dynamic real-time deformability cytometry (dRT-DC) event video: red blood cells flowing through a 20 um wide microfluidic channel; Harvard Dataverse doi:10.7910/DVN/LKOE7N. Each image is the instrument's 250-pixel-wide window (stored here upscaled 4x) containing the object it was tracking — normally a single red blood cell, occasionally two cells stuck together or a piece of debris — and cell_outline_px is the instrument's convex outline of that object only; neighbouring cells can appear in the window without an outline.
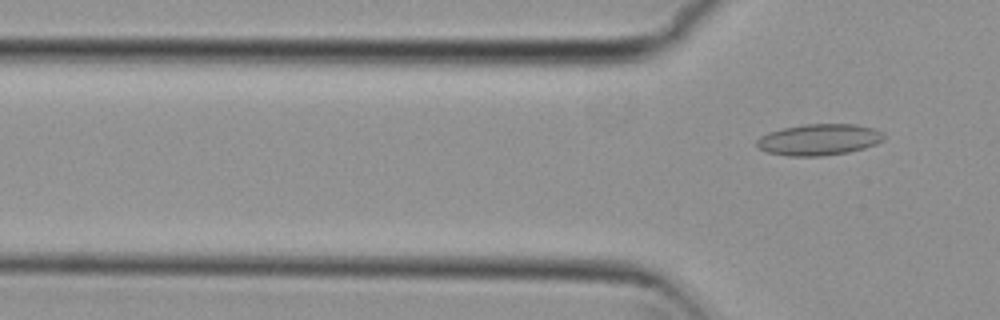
{"species": "common noctule bat (a hibernating species)", "species_latin": "Nyctalus noctula", "temperature_condition": "cold", "stored_images_in_passage": 7, "segment_of_instrument_passage": [2, 2], "camera_frame_rate_fps": 3000, "um_per_image_px": 0.085, "animal": {"sex": "female", "body_mass_g": 29.2, "forearm_length_mm": 56.3}, "frame": {"image": 1, "passage_image": 7, "time_ms": 2.0, "image_size_px": [1000, 320], "cell_outline_px": [[884, 136], [876, 144], [864, 148], [848, 152], [820, 156], [788, 156], [764, 152], [756, 144], [756, 140], [760, 136], [768, 132], [784, 128], [804, 124], [856, 124], [872, 128], [880, 132]], "centroid_in_image_um": [69.56, 11.87], "position_along_channel_um": 56.2, "area_um2": 23.06}}